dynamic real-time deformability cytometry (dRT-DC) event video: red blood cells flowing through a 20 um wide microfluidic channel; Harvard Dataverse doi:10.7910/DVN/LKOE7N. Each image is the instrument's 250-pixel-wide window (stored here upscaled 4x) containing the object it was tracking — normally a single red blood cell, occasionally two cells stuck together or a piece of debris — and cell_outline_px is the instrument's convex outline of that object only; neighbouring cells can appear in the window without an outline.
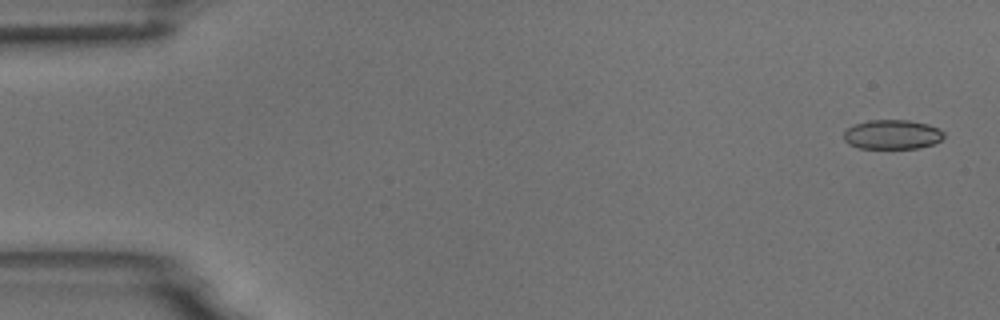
{"species": "common noctule bat (a hibernating species)", "species_latin": "Nyctalus noctula", "temperature_condition": "room temperature", "stored_images_in_passage": 6, "segment_of_instrument_passage": [2, 2], "camera_frame_rate_fps": 3000, "um_per_image_px": 0.085, "animal": {"sex": "male", "body_mass_g": 18.8}, "frame": {"image": 1, "passage_image": 6, "time_ms": 1.667, "image_size_px": [1000, 320], "cell_outline_px": [[944, 136], [940, 140], [932, 144], [920, 148], [860, 148], [848, 144], [844, 140], [844, 132], [848, 128], [856, 124], [868, 120], [908, 120], [928, 124], [944, 132]], "centroid_in_image_um": [75.83, 11.43], "position_along_channel_um": 9.2, "area_um2": 17.05}}